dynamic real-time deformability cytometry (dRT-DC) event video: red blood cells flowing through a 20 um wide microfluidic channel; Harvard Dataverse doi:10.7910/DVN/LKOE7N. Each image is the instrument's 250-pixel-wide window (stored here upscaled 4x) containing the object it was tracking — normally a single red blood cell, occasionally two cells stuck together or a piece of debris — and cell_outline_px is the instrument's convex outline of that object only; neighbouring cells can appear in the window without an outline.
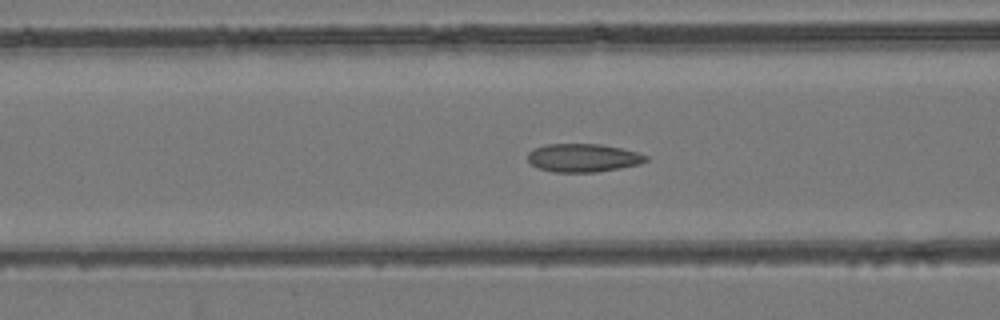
{"species": "common noctule bat (a hibernating species)", "species_latin": "Nyctalus noctula", "temperature_condition": "room temperature", "stored_images_in_passage": 50, "camera_frame_rate_fps": 3000, "um_per_image_px": 0.085, "animal": {"sex": "female", "body_mass_g": 24.6, "forearm_length_mm": 56.2}, "frame": {"image": 1, "passage_image": 20, "time_ms": 6.333, "image_size_px": [1000, 320], "cell_outline_px": [[648, 160], [640, 164], [620, 168], [596, 172], [552, 172], [540, 168], [532, 164], [528, 160], [528, 152], [532, 148], [544, 144], [600, 144], [620, 148], [636, 152], [648, 156]], "centroid_in_image_um": [49.55, 13.41], "position_along_channel_um": 117.1, "area_um2": 19.48}}
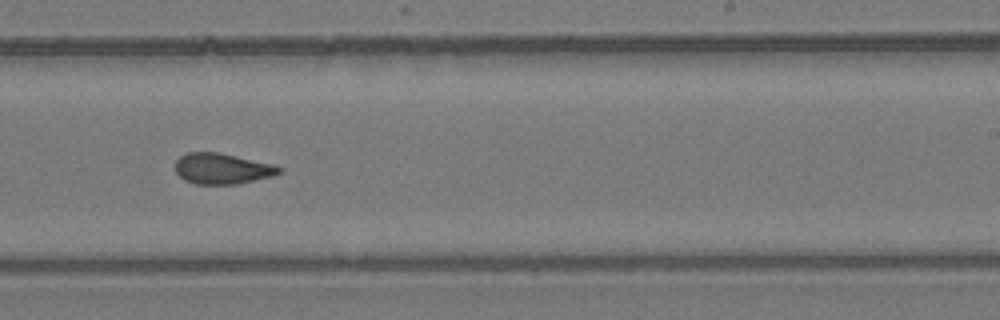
{"frame": {"image": 2, "passage_image": 31, "time_ms": 10.0, "image_size_px": [1000, 320], "cell_outline_px": [[284, 172], [272, 176], [236, 184], [196, 184], [184, 180], [176, 172], [176, 160], [180, 156], [188, 152], [216, 152], [272, 164], [284, 168]], "centroid_in_image_um": [18.89, 14.34], "position_along_channel_um": 270.1, "area_um2": 18.5}}
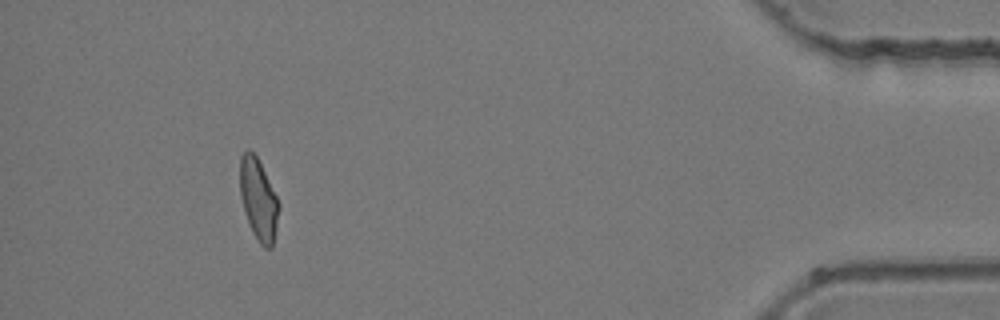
{"frame": {"image": 3, "passage_image": 46, "time_ms": 15.0, "image_size_px": [1000, 320], "cell_outline_px": [[280, 208], [272, 248], [264, 248], [260, 244], [252, 232], [244, 212], [240, 196], [240, 156], [248, 148], [256, 156], [280, 204]], "centroid_in_image_um": [21.96, 16.98], "position_along_channel_um": 413.2, "area_um2": 18.32}}